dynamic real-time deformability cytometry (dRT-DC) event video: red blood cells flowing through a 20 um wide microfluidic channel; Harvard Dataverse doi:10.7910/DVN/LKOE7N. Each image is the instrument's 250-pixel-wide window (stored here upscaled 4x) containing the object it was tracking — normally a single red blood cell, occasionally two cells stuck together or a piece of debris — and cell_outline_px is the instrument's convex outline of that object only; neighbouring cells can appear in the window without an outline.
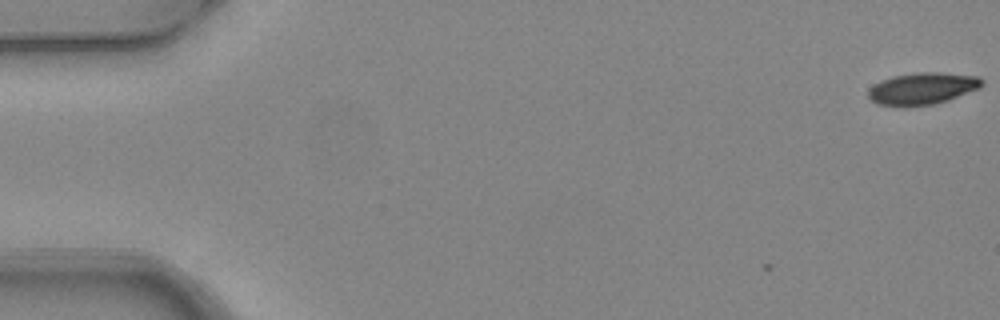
{"species": "common noctule bat (a hibernating species)", "species_latin": "Nyctalus noctula", "temperature_condition": "warm", "stored_images_in_passage": 2, "camera_frame_rate_fps": 3000, "um_per_image_px": 0.085, "animal": {"sex": "female", "body_mass_g": 24.6, "forearm_length_mm": 56.2}, "frame": {"image": 1, "passage_image": 2, "time_ms": 0.333, "image_size_px": [1000, 320], "cell_outline_px": [[984, 84], [980, 88], [948, 100], [932, 104], [904, 108], [900, 108], [876, 104], [868, 96], [868, 88], [880, 80], [892, 76], [916, 72], [940, 72], [980, 76], [984, 80]], "centroid_in_image_um": [78.38, 7.53], "position_along_channel_um": 6.6, "area_um2": 21.73}}